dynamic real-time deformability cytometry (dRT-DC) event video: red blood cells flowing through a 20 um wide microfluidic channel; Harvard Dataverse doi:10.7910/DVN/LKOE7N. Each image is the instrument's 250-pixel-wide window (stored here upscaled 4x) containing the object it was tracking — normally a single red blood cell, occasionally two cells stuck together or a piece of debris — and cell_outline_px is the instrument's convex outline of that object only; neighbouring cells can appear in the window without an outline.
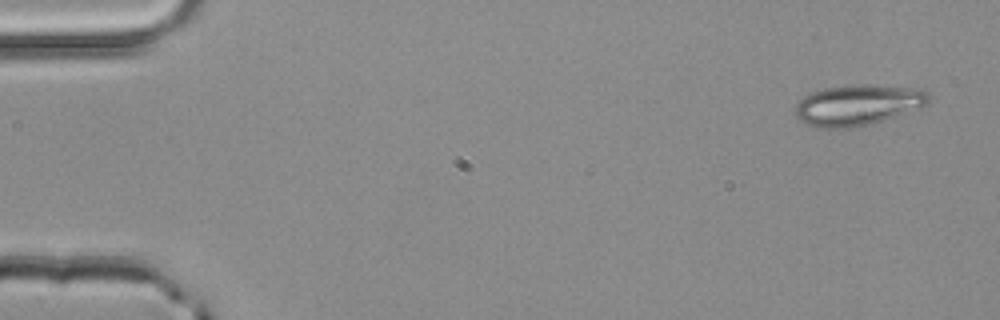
{"species": "common noctule bat (a hibernating species)", "species_latin": "Nyctalus noctula", "temperature_condition": "room temperature", "stored_images_in_passage": 3, "camera_frame_rate_fps": 3000, "um_per_image_px": 0.085, "animal": {"sex": "male", "body_mass_g": 20.4}, "frame": {"image": 1, "passage_image": 1, "time_ms": 0.0, "image_size_px": [1000, 320], "cell_outline_px": [[928, 104], [896, 116], [872, 124], [852, 128], [816, 128], [800, 120], [796, 116], [796, 104], [804, 96], [812, 92], [824, 88], [864, 84], [868, 84], [908, 88], [928, 92]], "centroid_in_image_um": [72.87, 8.94], "position_along_channel_um": 12.1, "area_um2": 31.33}}